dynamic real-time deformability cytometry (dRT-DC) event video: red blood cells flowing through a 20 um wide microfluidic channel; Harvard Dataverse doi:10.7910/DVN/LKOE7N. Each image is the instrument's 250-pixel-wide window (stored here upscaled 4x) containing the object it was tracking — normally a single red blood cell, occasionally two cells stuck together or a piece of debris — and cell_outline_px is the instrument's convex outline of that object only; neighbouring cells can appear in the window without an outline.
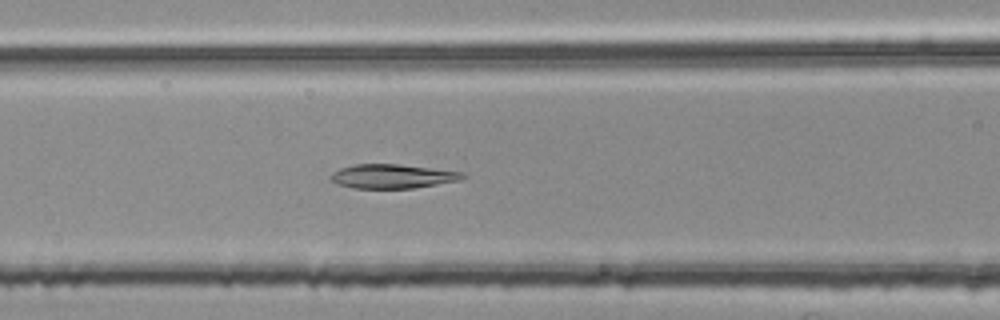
{"species": "common noctule bat (a hibernating species)", "species_latin": "Nyctalus noctula", "temperature_condition": "room temperature", "stored_images_in_passage": 40, "camera_frame_rate_fps": 3000, "um_per_image_px": 0.085, "animal": {"sex": "female", "body_mass_g": 25.1}, "frame": {"image": 1, "passage_image": 9, "time_ms": 2.667, "image_size_px": [1000, 320], "cell_outline_px": [[468, 176], [460, 180], [412, 188], [352, 188], [336, 184], [328, 180], [328, 176], [332, 172], [340, 168], [352, 164], [400, 164], [464, 172]], "centroid_in_image_um": [33.3, 14.98], "position_along_channel_um": 133.3, "area_um2": 18.79}}
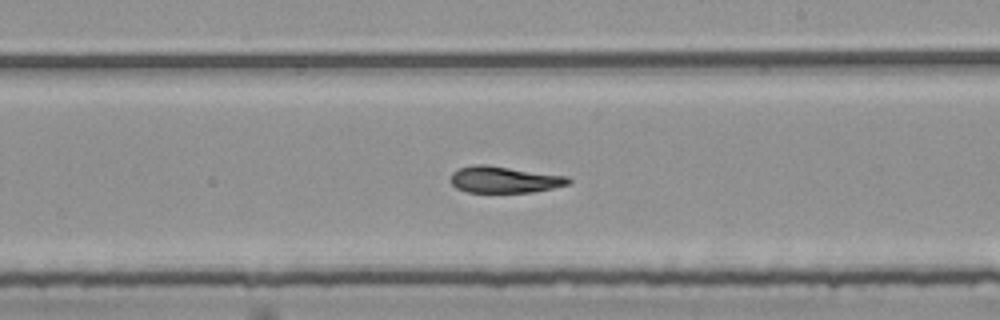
{"frame": {"image": 2, "passage_image": 18, "time_ms": 5.667, "image_size_px": [1000, 320], "cell_outline_px": [[572, 180], [568, 184], [552, 188], [532, 192], [468, 192], [456, 188], [452, 184], [452, 172], [460, 168], [476, 164], [484, 164], [568, 176]], "centroid_in_image_um": [42.88, 15.26], "position_along_channel_um": 246.1, "area_um2": 18.03}}
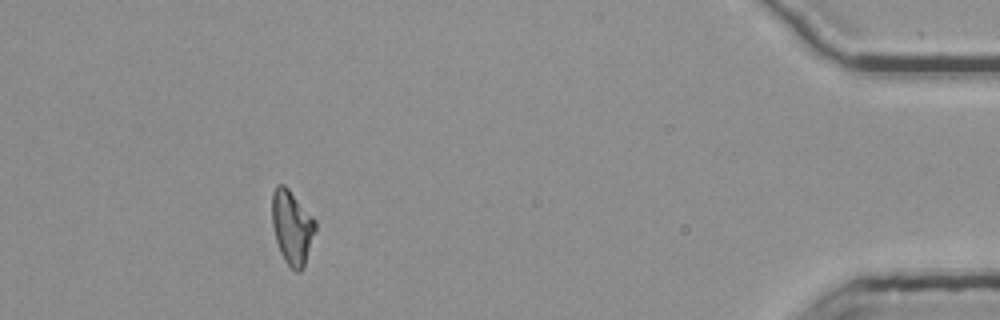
{"frame": {"image": 3, "passage_image": 36, "time_ms": 11.667, "image_size_px": [1000, 320], "cell_outline_px": [[316, 232], [304, 268], [300, 272], [296, 272], [284, 260], [280, 252], [276, 240], [272, 224], [272, 192], [276, 184], [284, 184], [288, 188], [316, 220]], "centroid_in_image_um": [24.83, 19.32], "position_along_channel_um": 410.4, "area_um2": 18.9}, "authors_computed_cell_mechanics": {"area_um2": 18.7561, "velocity_mm_per_s": 3.7793, "shape_relaxation_time_tau1_ms": null, "shape_relaxation_time_tau2_ms": 5.0711, "deformation_change_tau1": null, "deformation_change_tau2": 0.1122}}